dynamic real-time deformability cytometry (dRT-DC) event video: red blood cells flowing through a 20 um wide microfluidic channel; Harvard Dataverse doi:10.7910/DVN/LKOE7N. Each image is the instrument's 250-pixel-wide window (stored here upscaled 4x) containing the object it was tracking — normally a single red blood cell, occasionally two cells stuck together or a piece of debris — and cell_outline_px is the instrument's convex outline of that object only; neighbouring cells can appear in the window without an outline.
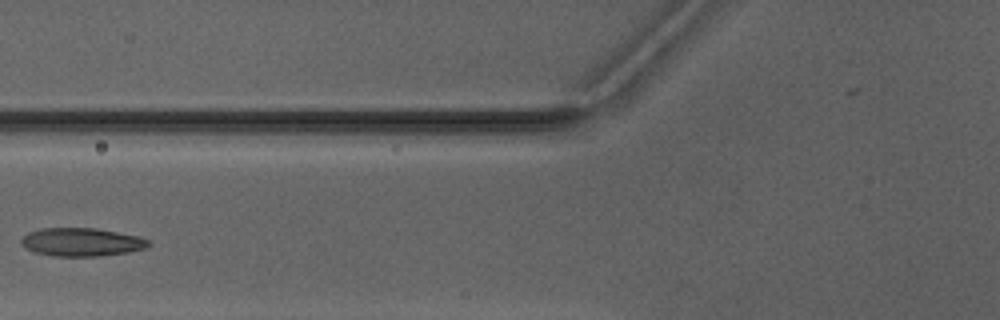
{"species": "Egyptian fruit bat (a non-hibernating species)", "species_latin": "Rousettus aegyptiacus", "temperature_condition": "warm", "stored_images_in_passage": 5, "camera_frame_rate_fps": 3000, "um_per_image_px": 0.085, "animal": {"sex": "male"}, "frame": {"image": 1, "passage_image": 5, "time_ms": 4.667, "image_size_px": [1000, 320], "cell_outline_px": [[152, 244], [148, 248], [128, 252], [100, 256], [52, 256], [32, 252], [24, 248], [20, 244], [20, 240], [28, 232], [40, 228], [96, 228], [140, 236], [148, 240]], "centroid_in_image_um": [6.93, 20.58], "position_along_channel_um": 118.9, "area_um2": 21.33}}